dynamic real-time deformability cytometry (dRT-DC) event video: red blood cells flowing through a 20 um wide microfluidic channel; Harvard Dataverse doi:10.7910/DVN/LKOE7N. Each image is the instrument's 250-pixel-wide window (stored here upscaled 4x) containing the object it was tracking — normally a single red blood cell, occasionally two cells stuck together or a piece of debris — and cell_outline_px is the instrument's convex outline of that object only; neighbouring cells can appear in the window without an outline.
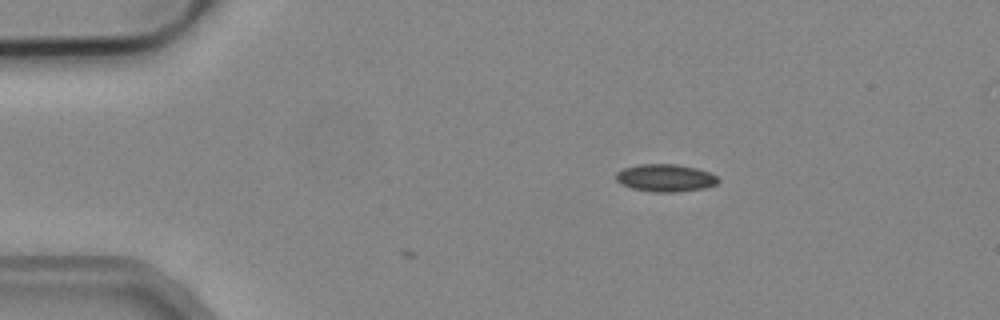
{"species": "common noctule bat (a hibernating species)", "species_latin": "Nyctalus noctula", "temperature_condition": "cold", "stored_images_in_passage": 2, "camera_frame_rate_fps": 3000, "um_per_image_px": 0.085, "animal": {"sex": "male", "body_mass_g": 19.2, "forearm_length_mm": 51.8}, "frame": {"image": 1, "passage_image": 2, "time_ms": 0.333, "image_size_px": [1000, 320], "cell_outline_px": [[720, 180], [716, 184], [704, 188], [676, 192], [652, 192], [632, 188], [620, 184], [616, 180], [616, 172], [624, 168], [640, 164], [676, 164], [696, 168], [708, 172], [716, 176]], "centroid_in_image_um": [56.54, 15.12], "position_along_channel_um": 28.5, "area_um2": 16.36}}